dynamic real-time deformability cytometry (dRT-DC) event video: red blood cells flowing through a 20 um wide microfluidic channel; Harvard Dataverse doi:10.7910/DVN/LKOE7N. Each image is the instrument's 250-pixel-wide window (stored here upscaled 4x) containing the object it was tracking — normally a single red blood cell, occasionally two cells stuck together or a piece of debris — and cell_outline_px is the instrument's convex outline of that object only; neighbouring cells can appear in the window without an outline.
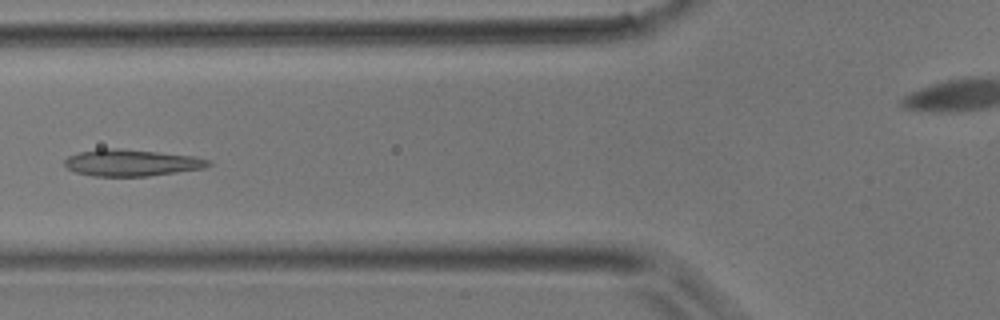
{"species": "common noctule bat (a hibernating species)", "species_latin": "Nyctalus noctula", "temperature_condition": "room temperature", "stored_images_in_passage": 2, "camera_frame_rate_fps": 3000, "um_per_image_px": 0.085, "animal": {"sex": "male", "body_mass_g": 17.9}, "frame": {"image": 1, "passage_image": 2, "time_ms": 0.333, "image_size_px": [1000, 320], "cell_outline_px": [[212, 164], [204, 168], [148, 176], [92, 176], [76, 172], [68, 168], [64, 164], [64, 160], [68, 156], [80, 152], [96, 148], [116, 148], [196, 156], [212, 160]], "centroid_in_image_um": [11.19, 13.83], "position_along_channel_um": 114.6, "area_um2": 22.37}}